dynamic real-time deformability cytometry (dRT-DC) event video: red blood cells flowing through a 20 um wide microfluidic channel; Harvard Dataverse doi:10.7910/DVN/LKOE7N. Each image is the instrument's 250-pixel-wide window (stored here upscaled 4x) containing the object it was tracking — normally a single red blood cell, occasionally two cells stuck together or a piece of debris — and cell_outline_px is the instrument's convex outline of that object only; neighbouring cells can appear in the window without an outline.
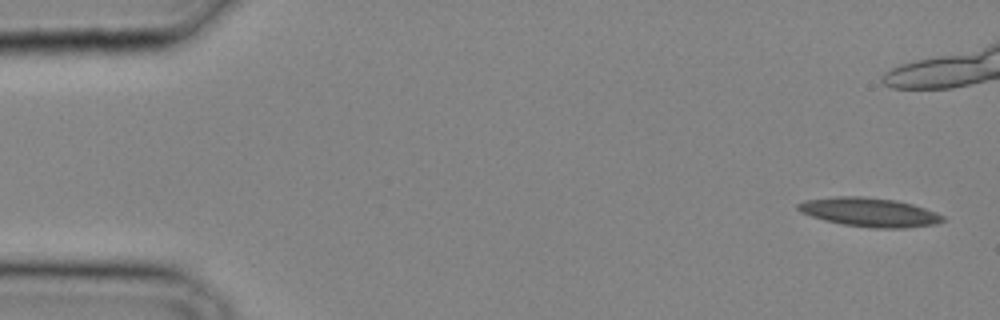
{"species": "common noctule bat (a hibernating species)", "species_latin": "Nyctalus noctula", "temperature_condition": "cold", "stored_images_in_passage": 15, "camera_frame_rate_fps": 3000, "um_per_image_px": 0.085, "animal": {"sex": "male", "body_mass_g": 20.4}, "frame": {"image": 1, "passage_image": 1, "time_ms": 0.0, "image_size_px": [1000, 320], "cell_outline_px": [[944, 220], [936, 224], [904, 228], [872, 228], [844, 224], [824, 220], [800, 212], [796, 208], [796, 204], [804, 200], [836, 196], [860, 196], [896, 200], [912, 204], [936, 212], [944, 216]], "centroid_in_image_um": [73.88, 18.03], "position_along_channel_um": 11.1, "area_um2": 24.39}}